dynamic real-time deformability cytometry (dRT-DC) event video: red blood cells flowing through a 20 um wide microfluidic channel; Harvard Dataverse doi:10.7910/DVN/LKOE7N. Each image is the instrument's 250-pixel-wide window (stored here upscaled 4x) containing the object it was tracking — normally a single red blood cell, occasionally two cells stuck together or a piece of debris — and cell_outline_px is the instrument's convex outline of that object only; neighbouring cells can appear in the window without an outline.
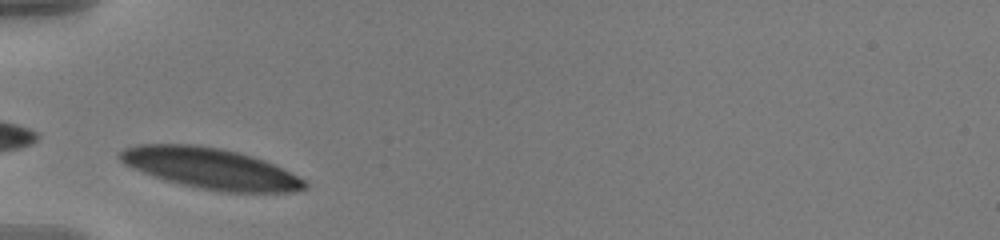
{"species": "human", "species_latin": "Homo sapiens", "temperature_condition": "warm", "stored_images_in_passage": 36, "camera_frame_rate_fps": 3000, "um_per_image_px": 0.085, "donor": {"sex": "male"}, "frame": {"image": 1, "passage_image": 1, "time_ms": 0.0, "image_size_px": [1000, 240], "cell_outline_px": [[308, 188], [292, 192], [224, 192], [200, 188], [164, 180], [152, 176], [124, 164], [120, 160], [120, 152], [124, 148], [136, 144], [192, 144], [220, 148], [252, 156], [264, 160], [308, 180]], "centroid_in_image_um": [17.92, 14.32], "position_along_channel_um": 67.1, "area_um2": 43.93}}
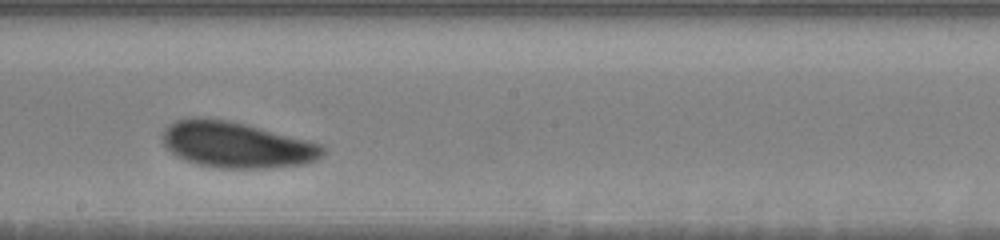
{"frame": {"image": 2, "passage_image": 15, "time_ms": 4.667, "image_size_px": [1000, 240], "cell_outline_px": [[324, 156], [316, 160], [304, 164], [272, 168], [216, 168], [200, 164], [176, 156], [164, 144], [164, 128], [168, 124], [176, 120], [192, 116], [204, 116], [228, 120], [244, 124], [320, 144], [324, 148]], "centroid_in_image_um": [20.08, 12.3], "position_along_channel_um": 228.1, "area_um2": 42.71}}
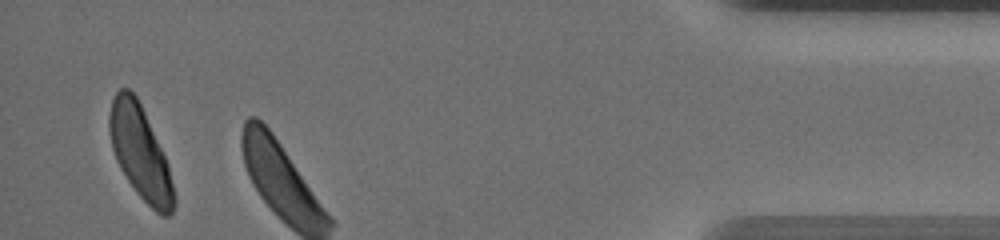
{"frame": {"image": 3, "passage_image": 34, "time_ms": 11.0, "image_size_px": [1000, 240], "cell_outline_px": [[176, 204], [172, 212], [168, 216], [160, 216], [136, 192], [120, 168], [116, 160], [112, 148], [108, 128], [108, 116], [112, 100], [116, 92], [120, 88], [128, 88], [136, 96], [144, 112], [168, 164], [176, 196]], "centroid_in_image_um": [11.92, 13.0], "position_along_channel_um": 423.3, "area_um2": 34.8}, "authors_computed_cell_mechanics": {"area_um2": 42.2518, "velocity_mm_per_s": 3.5368, "shape_relaxation_time_tau1_ms": 2.3151, "shape_relaxation_time_tau2_ms": null, "deformation_change_tau1": 0.1036, "deformation_change_tau2": null}}